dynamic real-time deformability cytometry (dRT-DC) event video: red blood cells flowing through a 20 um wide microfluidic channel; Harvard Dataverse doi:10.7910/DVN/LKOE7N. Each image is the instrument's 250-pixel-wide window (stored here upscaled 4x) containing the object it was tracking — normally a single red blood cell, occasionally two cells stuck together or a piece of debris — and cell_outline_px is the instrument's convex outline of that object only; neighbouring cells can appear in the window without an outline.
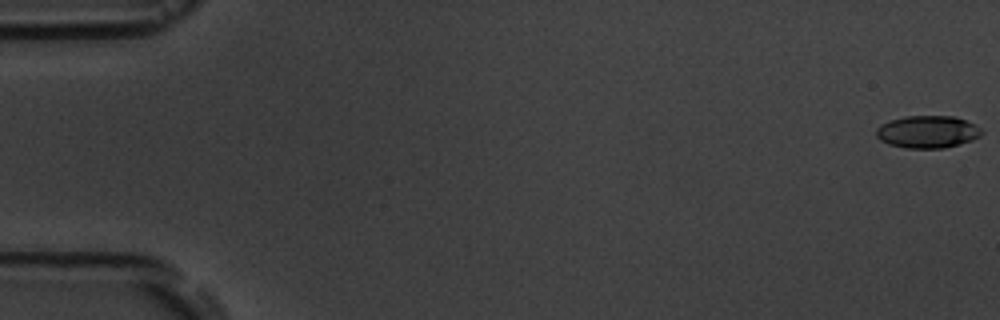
{"species": "common noctule bat (a hibernating species)", "species_latin": "Nyctalus noctula", "temperature_condition": "room temperature", "stored_images_in_passage": 5, "camera_frame_rate_fps": 3000, "um_per_image_px": 0.085, "animal": {"sex": "male", "body_mass_g": 19.5, "forearm_length_mm": 54.6}, "frame": {"image": 1, "passage_image": 1, "time_ms": 0.0, "image_size_px": [1000, 320], "cell_outline_px": [[984, 132], [980, 136], [972, 140], [944, 148], [908, 148], [888, 144], [880, 140], [876, 136], [876, 128], [880, 124], [888, 120], [904, 116], [952, 116], [964, 120], [980, 128]], "centroid_in_image_um": [78.8, 11.2], "position_along_channel_um": 6.2, "area_um2": 19.88}}
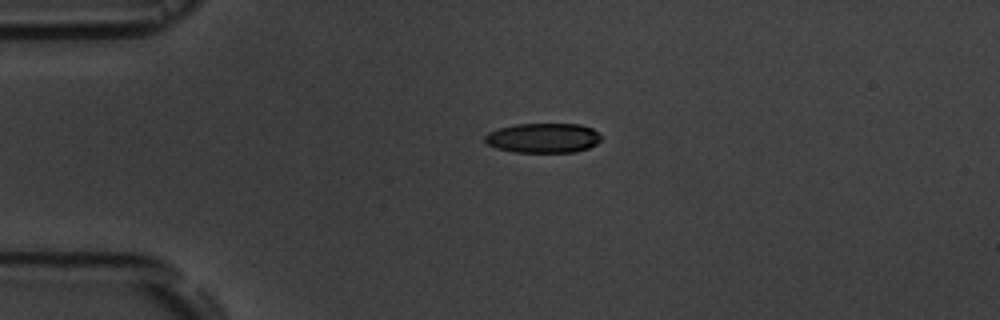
{"frame": {"image": 2, "passage_image": 4, "time_ms": 4.333, "image_size_px": [1000, 320], "cell_outline_px": [[600, 140], [596, 144], [588, 148], [576, 152], [512, 152], [496, 148], [488, 144], [484, 140], [484, 136], [488, 132], [500, 128], [516, 124], [580, 124], [592, 128], [600, 136]], "centroid_in_image_um": [46.15, 11.73], "position_along_channel_um": 38.9, "area_um2": 20.11}}